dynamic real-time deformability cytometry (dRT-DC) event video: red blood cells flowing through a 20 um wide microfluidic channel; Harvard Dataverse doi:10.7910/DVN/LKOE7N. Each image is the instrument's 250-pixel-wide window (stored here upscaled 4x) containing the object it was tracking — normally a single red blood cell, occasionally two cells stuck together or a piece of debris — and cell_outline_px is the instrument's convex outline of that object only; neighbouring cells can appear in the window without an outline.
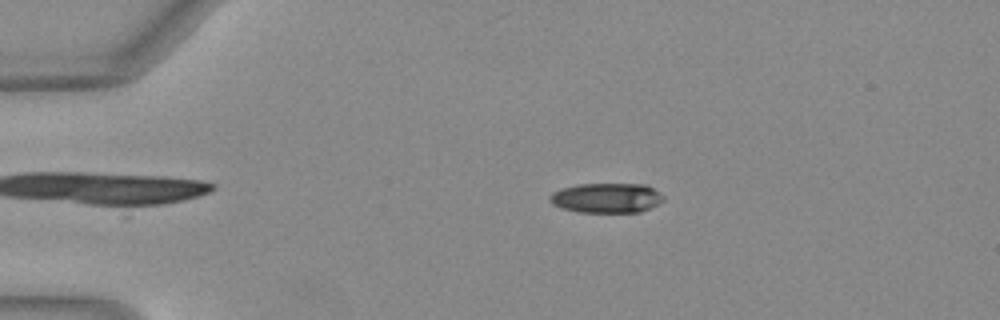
{"species": "Egyptian fruit bat (a non-hibernating species)", "species_latin": "Rousettus aegyptiacus", "temperature_condition": "warm", "stored_images_in_passage": 42, "camera_frame_rate_fps": 3000, "um_per_image_px": 0.085, "animal": {"sex": "female"}, "frame": {"image": 1, "passage_image": 2, "time_ms": 0.333, "image_size_px": [1000, 320], "cell_outline_px": [[664, 200], [640, 212], [580, 212], [560, 208], [552, 204], [548, 200], [548, 196], [552, 192], [560, 188], [576, 184], [644, 184], [660, 192], [664, 196]], "centroid_in_image_um": [51.5, 16.82], "position_along_channel_um": 33.5, "area_um2": 19.88}}
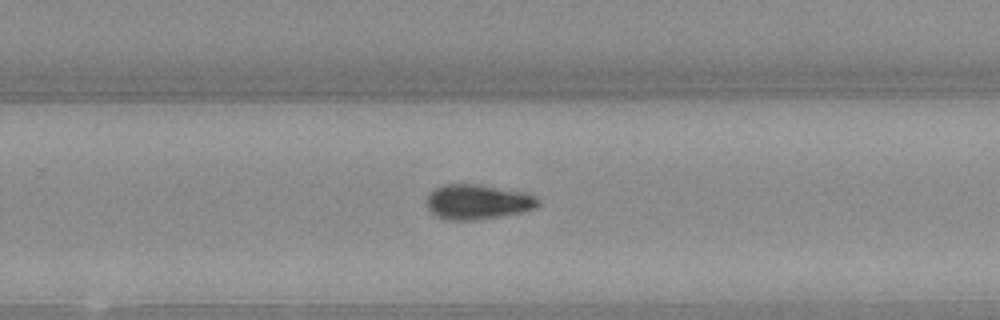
{"frame": {"image": 2, "passage_image": 25, "time_ms": 8.0, "image_size_px": [1000, 320], "cell_outline_px": [[540, 204], [536, 208], [524, 212], [476, 220], [448, 220], [436, 216], [428, 208], [428, 196], [436, 188], [444, 184], [476, 184], [528, 192], [536, 196], [540, 200]], "centroid_in_image_um": [40.68, 17.16], "position_along_channel_um": 289.1, "area_um2": 22.77}}
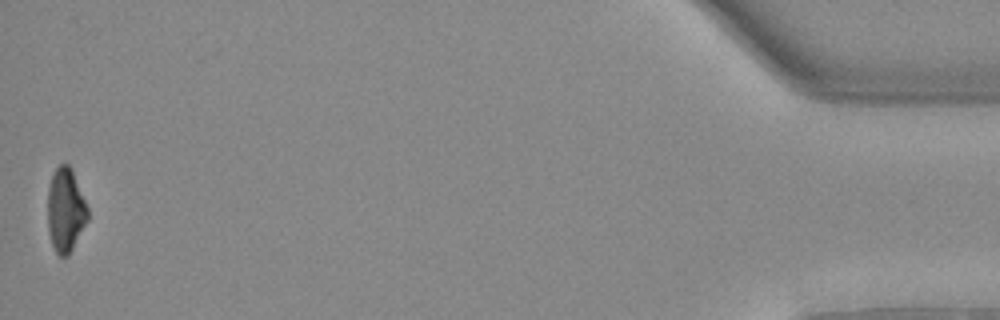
{"frame": {"image": 3, "passage_image": 42, "time_ms": 13.667, "image_size_px": [1000, 320], "cell_outline_px": [[88, 220], [68, 256], [60, 256], [56, 252], [52, 244], [48, 232], [48, 188], [52, 176], [56, 168], [60, 164], [68, 164], [72, 168], [88, 208]], "centroid_in_image_um": [5.57, 17.85], "position_along_channel_um": 429.6, "area_um2": 19.54}, "authors_computed_cell_mechanics": {"area_um2": 21.2993, "velocity_mm_per_s": 4.0647, "shape_relaxation_time_tau1_ms": 8.7634, "shape_relaxation_time_tau2_ms": null, "deformation_change_tau1": 0.235, "deformation_change_tau2": null}}